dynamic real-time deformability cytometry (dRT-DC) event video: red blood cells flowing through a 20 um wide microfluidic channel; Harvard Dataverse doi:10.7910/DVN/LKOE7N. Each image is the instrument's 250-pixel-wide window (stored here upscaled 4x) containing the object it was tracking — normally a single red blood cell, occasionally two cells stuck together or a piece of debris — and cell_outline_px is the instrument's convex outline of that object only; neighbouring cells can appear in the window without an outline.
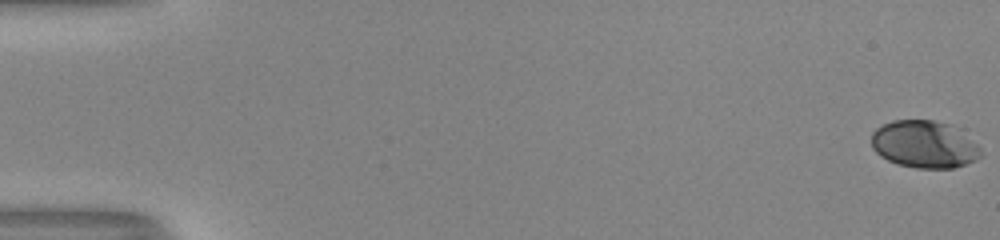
{"species": "human", "species_latin": "Homo sapiens", "temperature_condition": "room temperature", "stored_images_in_passage": 54, "camera_frame_rate_fps": 3000, "um_per_image_px": 0.085, "donor": {"sex": "male"}, "frame": {"image": 1, "passage_image": 1, "time_ms": 0.0, "image_size_px": [1000, 240], "cell_outline_px": [[980, 156], [976, 160], [952, 168], [916, 168], [896, 164], [880, 156], [872, 148], [872, 132], [876, 128], [892, 120], [932, 120], [952, 124], [980, 144]], "centroid_in_image_um": [78.58, 12.26], "position_along_channel_um": 6.4, "area_um2": 30.46}}
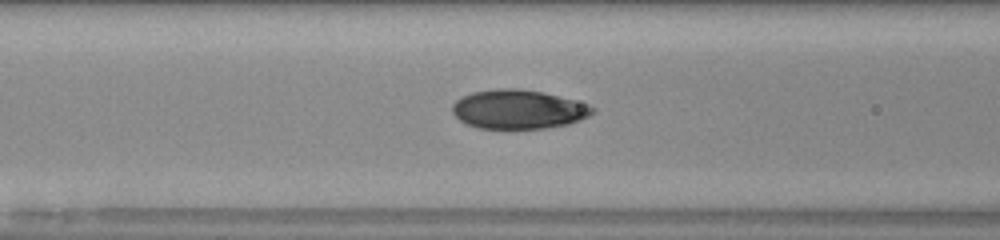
{"frame": {"image": 2, "passage_image": 24, "time_ms": 7.667, "image_size_px": [1000, 240], "cell_outline_px": [[596, 112], [580, 120], [568, 124], [548, 128], [480, 128], [468, 124], [460, 120], [452, 112], [452, 104], [456, 100], [472, 92], [496, 88], [520, 88], [544, 92], [572, 100], [596, 108]], "centroid_in_image_um": [44.05, 9.28], "position_along_channel_um": 122.5, "area_um2": 31.79}}
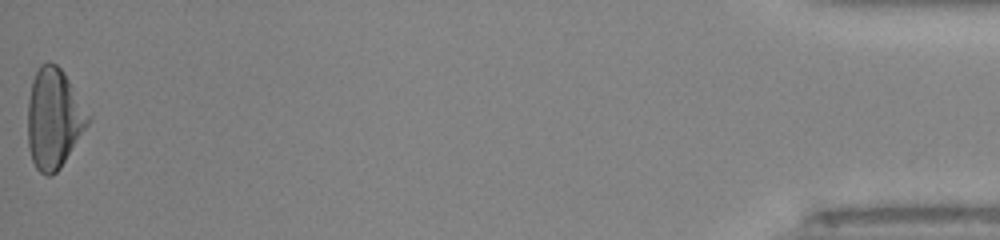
{"frame": {"image": 3, "passage_image": 54, "time_ms": 17.667, "image_size_px": [1000, 240], "cell_outline_px": [[92, 116], [88, 124], [60, 168], [52, 176], [44, 176], [36, 168], [32, 160], [28, 148], [28, 100], [32, 80], [40, 64], [48, 60], [56, 64], [64, 72]], "centroid_in_image_um": [4.57, 10.05], "position_along_channel_um": 430.6, "area_um2": 35.37}, "authors_computed_cell_mechanics": {"area_um2": 32.4258, "velocity_mm_per_s": 4.0585, "shape_relaxation_time_tau1_ms": 4.421, "shape_relaxation_time_tau2_ms": 0.8864, "deformation_change_tau1": 0.1844, "deformation_change_tau2": 0.0415}}